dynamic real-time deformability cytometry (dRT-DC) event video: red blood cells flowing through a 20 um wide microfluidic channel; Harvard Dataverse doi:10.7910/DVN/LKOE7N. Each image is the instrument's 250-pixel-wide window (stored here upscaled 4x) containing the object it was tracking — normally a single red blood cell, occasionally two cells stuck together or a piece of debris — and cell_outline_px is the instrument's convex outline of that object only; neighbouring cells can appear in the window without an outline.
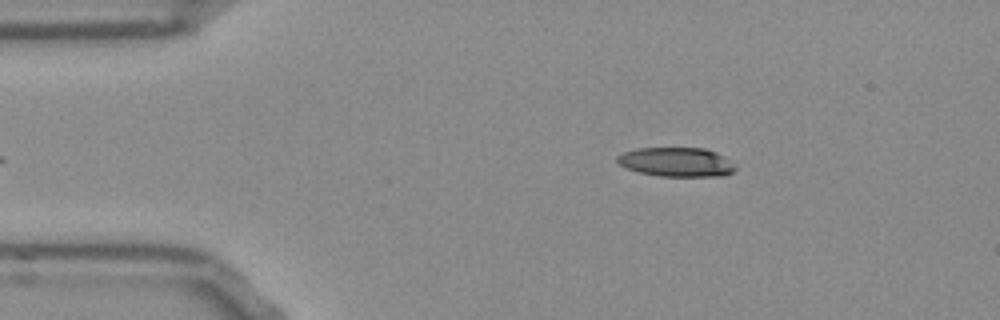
{"species": "Egyptian fruit bat (a non-hibernating species)", "species_latin": "Rousettus aegyptiacus", "temperature_condition": "room temperature", "stored_images_in_passage": 44, "camera_frame_rate_fps": 3000, "um_per_image_px": 0.085, "frame": {"image": 1, "passage_image": 1, "time_ms": 0.0, "image_size_px": [1000, 320], "cell_outline_px": [[736, 168], [732, 172], [724, 176], [660, 176], [640, 172], [624, 168], [616, 160], [616, 156], [624, 152], [636, 148], [704, 148], [716, 152], [724, 156]], "centroid_in_image_um": [57.47, 13.77], "position_along_channel_um": 27.5, "area_um2": 20.06}}
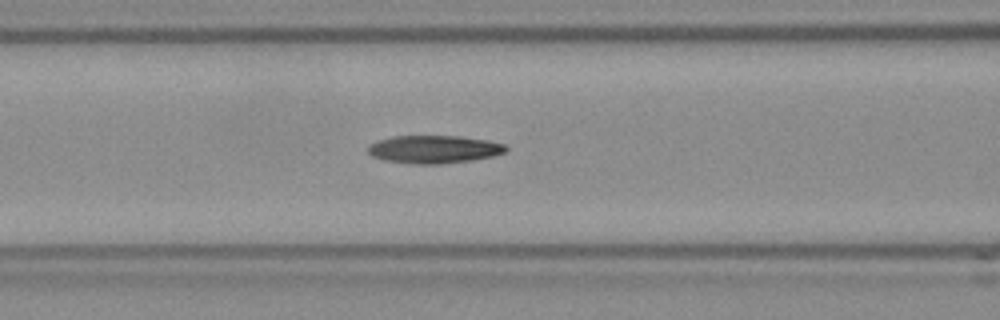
{"frame": {"image": 2, "passage_image": 13, "time_ms": 4.0, "image_size_px": [1000, 320], "cell_outline_px": [[508, 148], [504, 152], [492, 156], [468, 160], [436, 164], [416, 164], [384, 160], [372, 156], [368, 152], [368, 144], [376, 140], [392, 136], [460, 136], [488, 140], [504, 144]], "centroid_in_image_um": [36.84, 12.67], "position_along_channel_um": 129.8, "area_um2": 22.31}}
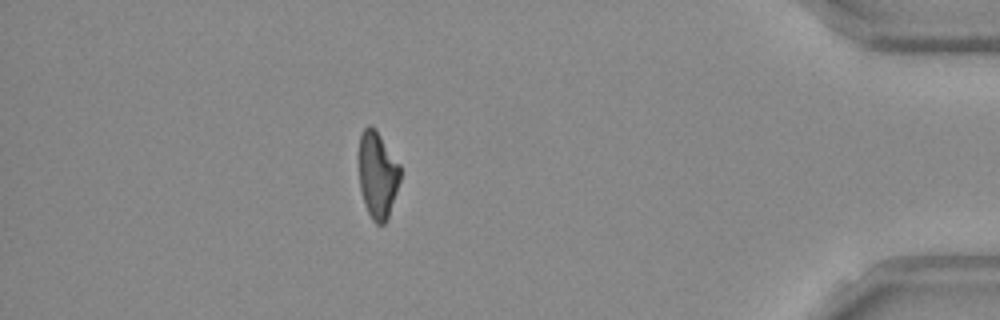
{"frame": {"image": 3, "passage_image": 38, "time_ms": 12.333, "image_size_px": [1000, 320], "cell_outline_px": [[400, 180], [388, 220], [384, 224], [376, 224], [372, 220], [364, 204], [360, 188], [360, 136], [364, 128], [368, 124], [372, 124], [376, 128], [400, 164]], "centroid_in_image_um": [32.11, 14.86], "position_along_channel_um": 403.1, "area_um2": 21.04}, "authors_computed_cell_mechanics": {"area_um2": 21.964, "velocity_mm_per_s": 3.8753, "shape_relaxation_time_tau1_ms": 5.9137, "shape_relaxation_time_tau2_ms": 5.8807, "deformation_change_tau1": 0.2062, "deformation_change_tau2": 0.163}}